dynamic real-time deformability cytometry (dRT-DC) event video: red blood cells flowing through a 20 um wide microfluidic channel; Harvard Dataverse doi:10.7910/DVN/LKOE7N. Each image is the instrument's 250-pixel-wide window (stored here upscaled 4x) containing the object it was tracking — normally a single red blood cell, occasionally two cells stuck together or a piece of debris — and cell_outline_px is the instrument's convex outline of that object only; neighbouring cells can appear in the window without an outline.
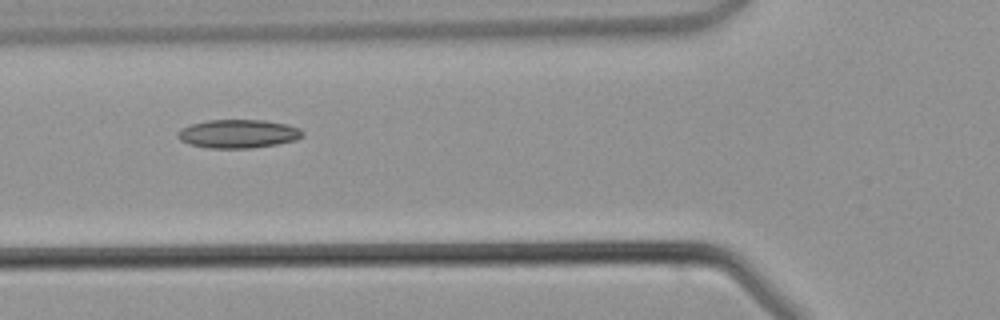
{"species": "common noctule bat (a hibernating species)", "species_latin": "Nyctalus noctula", "temperature_condition": "warm", "stored_images_in_passage": 3, "camera_frame_rate_fps": 3000, "um_per_image_px": 0.085, "animal": {"sex": "male", "body_mass_g": 21.5, "forearm_length_mm": 52.0}, "frame": {"image": 1, "passage_image": 3, "time_ms": 2.667, "image_size_px": [1000, 320], "cell_outline_px": [[304, 136], [296, 140], [276, 144], [252, 148], [212, 148], [192, 144], [180, 140], [176, 136], [176, 132], [180, 128], [192, 124], [208, 120], [264, 120], [288, 124], [300, 128], [304, 132]], "centroid_in_image_um": [20.27, 11.36], "position_along_channel_um": 105.5, "area_um2": 20.81}}